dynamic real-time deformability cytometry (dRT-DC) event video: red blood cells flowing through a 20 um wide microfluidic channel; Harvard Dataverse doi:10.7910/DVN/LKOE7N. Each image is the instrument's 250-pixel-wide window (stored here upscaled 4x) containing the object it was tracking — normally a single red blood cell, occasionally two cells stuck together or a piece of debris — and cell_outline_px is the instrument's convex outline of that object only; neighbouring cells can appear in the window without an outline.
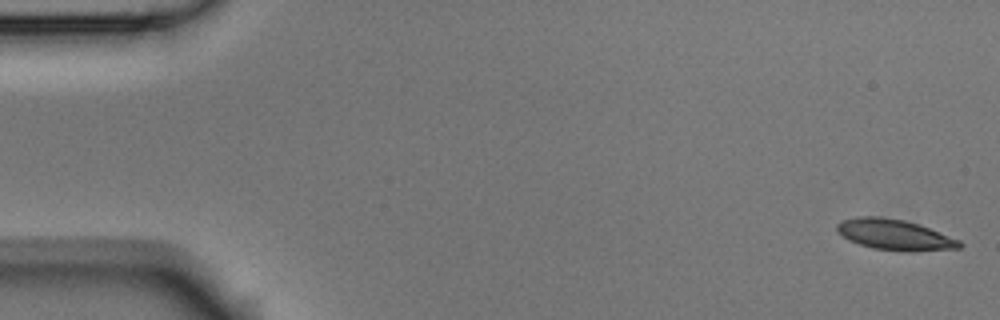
{"species": "Egyptian fruit bat (a non-hibernating species)", "species_latin": "Rousettus aegyptiacus", "temperature_condition": "room temperature", "stored_images_in_passage": 4, "camera_frame_rate_fps": 3000, "um_per_image_px": 0.085, "animal": {"sex": "male"}, "frame": {"image": 1, "passage_image": 1, "time_ms": 0.0, "image_size_px": [1000, 320], "cell_outline_px": [[964, 244], [960, 248], [916, 252], [908, 252], [872, 248], [848, 240], [836, 228], [836, 224], [840, 220], [856, 216], [880, 216], [904, 220], [928, 228], [960, 240]], "centroid_in_image_um": [76.04, 19.95], "position_along_channel_um": 9.0, "area_um2": 21.96}}